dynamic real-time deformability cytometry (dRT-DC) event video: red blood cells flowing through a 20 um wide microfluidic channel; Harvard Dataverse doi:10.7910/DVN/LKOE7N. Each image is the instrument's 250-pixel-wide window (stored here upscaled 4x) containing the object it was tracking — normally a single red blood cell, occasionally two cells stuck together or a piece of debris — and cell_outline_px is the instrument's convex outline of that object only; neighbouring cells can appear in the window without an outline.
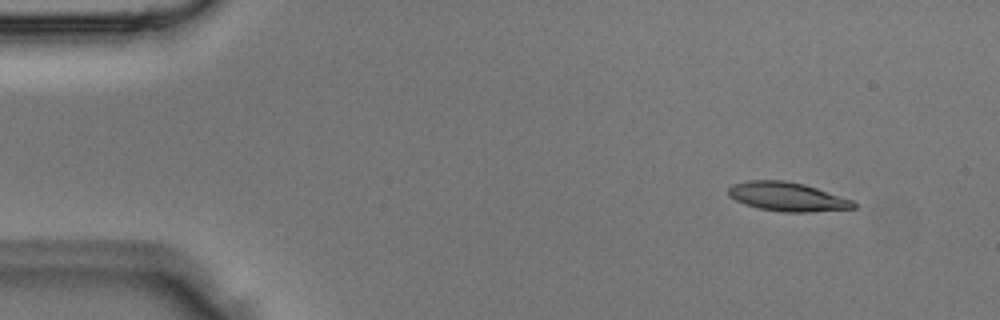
{"species": "Egyptian fruit bat (a non-hibernating species)", "species_latin": "Rousettus aegyptiacus", "temperature_condition": "room temperature", "stored_images_in_passage": 3, "camera_frame_rate_fps": 3000, "um_per_image_px": 0.085, "animal": {"sex": "male"}, "frame": {"image": 1, "passage_image": 1, "time_ms": 0.0, "image_size_px": [1000, 320], "cell_outline_px": [[856, 208], [808, 212], [784, 212], [760, 208], [744, 204], [728, 196], [728, 188], [732, 184], [748, 180], [784, 180], [804, 184], [852, 200], [856, 204]], "centroid_in_image_um": [66.89, 16.71], "position_along_channel_um": 18.1, "area_um2": 20.98}}
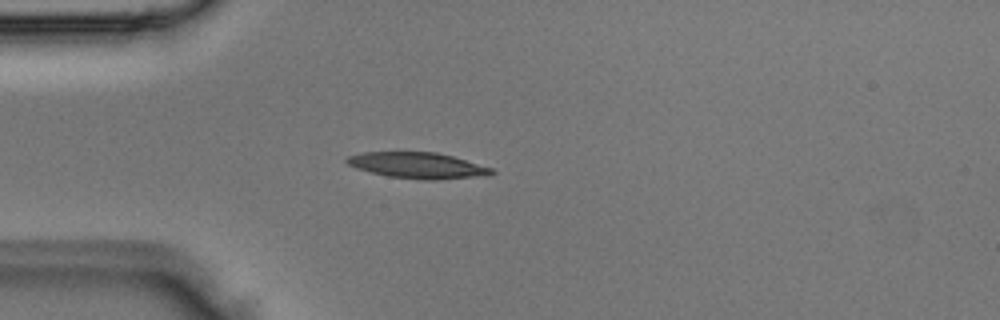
{"frame": {"image": 2, "passage_image": 3, "time_ms": 0.667, "image_size_px": [1000, 320], "cell_outline_px": [[496, 172], [488, 176], [436, 180], [424, 180], [388, 176], [356, 168], [348, 164], [344, 160], [348, 156], [364, 152], [436, 152], [452, 156], [492, 168]], "centroid_in_image_um": [35.53, 14.07], "position_along_channel_um": 49.5, "area_um2": 21.91}}